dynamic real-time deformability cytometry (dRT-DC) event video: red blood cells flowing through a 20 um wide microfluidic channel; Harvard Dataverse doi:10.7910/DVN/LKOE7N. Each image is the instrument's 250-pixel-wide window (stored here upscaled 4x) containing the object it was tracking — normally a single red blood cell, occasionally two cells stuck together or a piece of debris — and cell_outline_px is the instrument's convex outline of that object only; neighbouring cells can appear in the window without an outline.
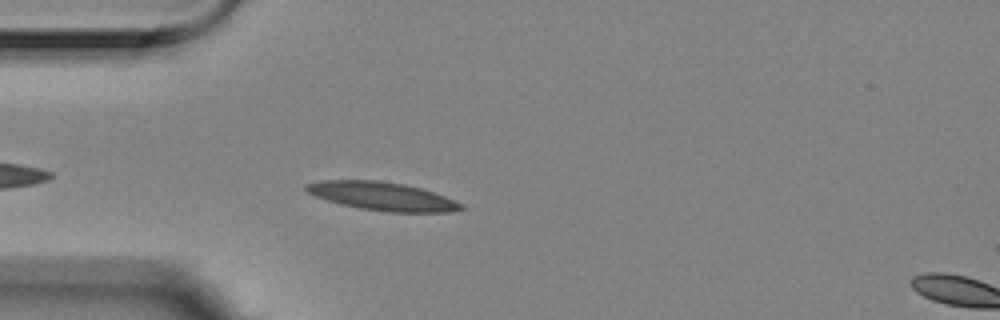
{"species": "Egyptian fruit bat (a non-hibernating species)", "species_latin": "Rousettus aegyptiacus", "temperature_condition": "room temperature", "stored_images_in_passage": 5, "segment_of_instrument_passage": [1, 2], "camera_frame_rate_fps": 3000, "um_per_image_px": 0.085, "animal": {"sex": "female"}, "frame": {"image": 1, "passage_image": 4, "time_ms": 1.0, "image_size_px": [1000, 320], "cell_outline_px": [[468, 208], [452, 212], [388, 212], [360, 208], [340, 204], [316, 196], [308, 192], [304, 188], [304, 184], [320, 180], [376, 180], [404, 184], [420, 188], [444, 196], [464, 204]], "centroid_in_image_um": [32.52, 16.68], "position_along_channel_um": 52.5, "area_um2": 25.61}}